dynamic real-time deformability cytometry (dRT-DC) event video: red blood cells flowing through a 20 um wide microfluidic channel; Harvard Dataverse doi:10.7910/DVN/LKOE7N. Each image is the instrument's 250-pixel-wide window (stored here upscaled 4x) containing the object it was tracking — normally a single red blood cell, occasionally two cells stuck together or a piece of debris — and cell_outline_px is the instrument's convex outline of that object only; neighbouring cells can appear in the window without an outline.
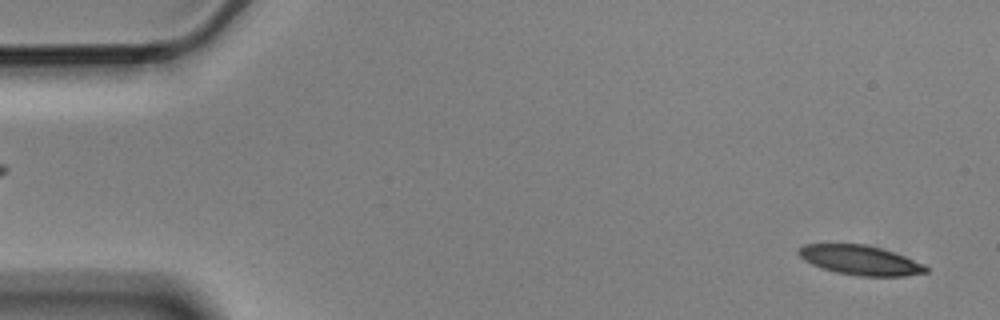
{"species": "Egyptian fruit bat (a non-hibernating species)", "species_latin": "Rousettus aegyptiacus", "temperature_condition": "cold", "stored_images_in_passage": 4, "segment_of_instrument_passage": [2, 2], "camera_frame_rate_fps": 3000, "um_per_image_px": 0.085, "animal": {"sex": "male"}, "frame": {"image": 1, "passage_image": 4, "time_ms": 1.0, "image_size_px": [1000, 320], "cell_outline_px": [[928, 272], [904, 276], [860, 276], [836, 272], [812, 264], [804, 260], [796, 252], [804, 244], [864, 244], [880, 248], [904, 256], [924, 264], [928, 268]], "centroid_in_image_um": [73.12, 22.11], "position_along_channel_um": 11.9, "area_um2": 21.68}}